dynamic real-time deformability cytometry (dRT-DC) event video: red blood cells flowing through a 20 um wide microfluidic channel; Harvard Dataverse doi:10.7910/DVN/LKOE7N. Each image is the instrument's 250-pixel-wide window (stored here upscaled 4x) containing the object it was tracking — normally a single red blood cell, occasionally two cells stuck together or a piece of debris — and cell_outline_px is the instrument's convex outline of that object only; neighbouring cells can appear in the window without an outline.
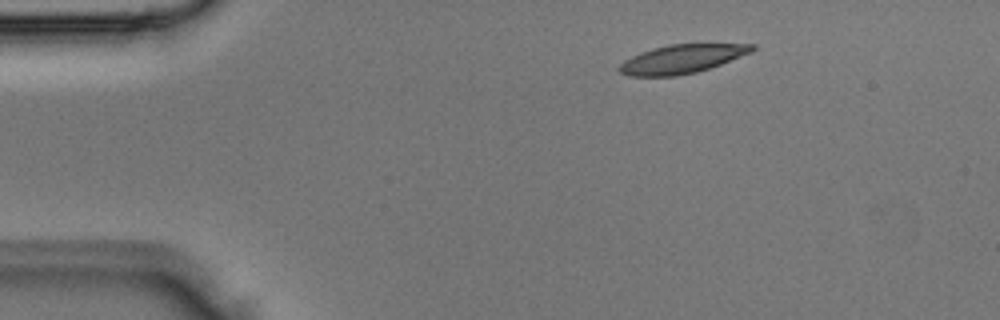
{"species": "Egyptian fruit bat (a non-hibernating species)", "species_latin": "Rousettus aegyptiacus", "temperature_condition": "room temperature", "stored_images_in_passage": 2, "camera_frame_rate_fps": 3000, "um_per_image_px": 0.085, "animal": {"sex": "male"}, "frame": {"image": 1, "passage_image": 1, "time_ms": 0.0, "image_size_px": [1000, 320], "cell_outline_px": [[756, 48], [752, 52], [720, 64], [696, 72], [676, 76], [628, 76], [620, 72], [616, 68], [624, 60], [640, 52], [652, 48], [668, 44], [756, 44]], "centroid_in_image_um": [57.92, 5.01], "position_along_channel_um": 27.1, "area_um2": 22.2}}